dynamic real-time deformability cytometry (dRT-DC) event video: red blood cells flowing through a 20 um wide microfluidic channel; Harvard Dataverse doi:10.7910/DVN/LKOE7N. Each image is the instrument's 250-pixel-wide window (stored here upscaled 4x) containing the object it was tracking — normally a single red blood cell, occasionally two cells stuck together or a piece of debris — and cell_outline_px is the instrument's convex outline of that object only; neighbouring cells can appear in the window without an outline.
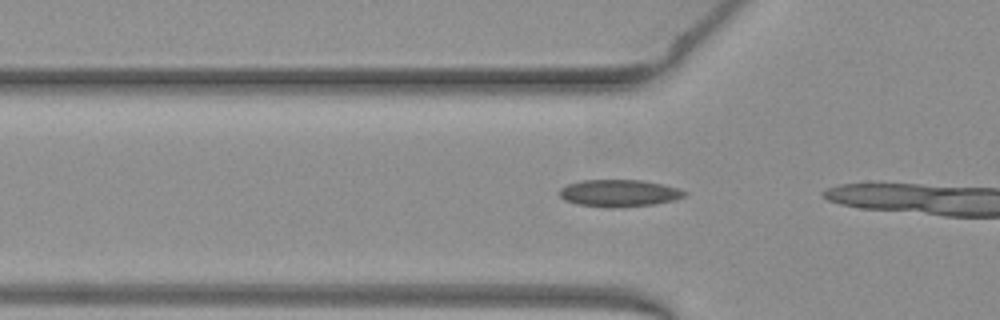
{"species": "common noctule bat (a hibernating species)", "species_latin": "Nyctalus noctula", "temperature_condition": "warm", "stored_images_in_passage": 6, "camera_frame_rate_fps": 3000, "um_per_image_px": 0.085, "animal": {"sex": "female", "body_mass_g": 19.3, "forearm_length_mm": 54.1}, "frame": {"image": 1, "passage_image": 3, "time_ms": 0.667, "image_size_px": [1000, 320], "cell_outline_px": [[688, 192], [684, 196], [676, 200], [652, 204], [620, 208], [612, 208], [576, 204], [564, 200], [560, 196], [560, 188], [568, 184], [580, 180], [640, 180], [680, 188]], "centroid_in_image_um": [52.62, 16.42], "position_along_channel_um": 73.2, "area_um2": 19.83}}